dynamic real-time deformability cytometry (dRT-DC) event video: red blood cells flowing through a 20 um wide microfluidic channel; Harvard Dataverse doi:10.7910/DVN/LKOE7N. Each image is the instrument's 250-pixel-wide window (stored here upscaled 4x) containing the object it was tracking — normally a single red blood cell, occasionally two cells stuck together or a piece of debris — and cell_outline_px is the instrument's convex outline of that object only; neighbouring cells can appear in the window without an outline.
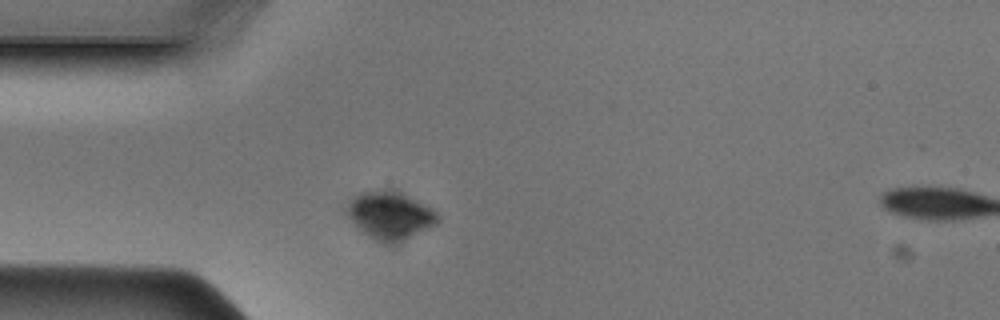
{"species": "Egyptian fruit bat (a non-hibernating species)", "species_latin": "Rousettus aegyptiacus", "temperature_condition": "cold", "stored_images_in_passage": 38, "segment_of_instrument_passage": [1, 2], "camera_frame_rate_fps": 3000, "um_per_image_px": 0.085, "animal": {"sex": "male"}, "frame": {"image": 1, "passage_image": 1, "time_ms": 0.0, "image_size_px": [1000, 320], "cell_outline_px": [[440, 216], [436, 224], [392, 244], [384, 244], [376, 240], [364, 232], [344, 212], [348, 204], [356, 196], [364, 192], [384, 188], [392, 188], [432, 208]], "centroid_in_image_um": [33.15, 18.28], "position_along_channel_um": 51.8, "area_um2": 24.8}}
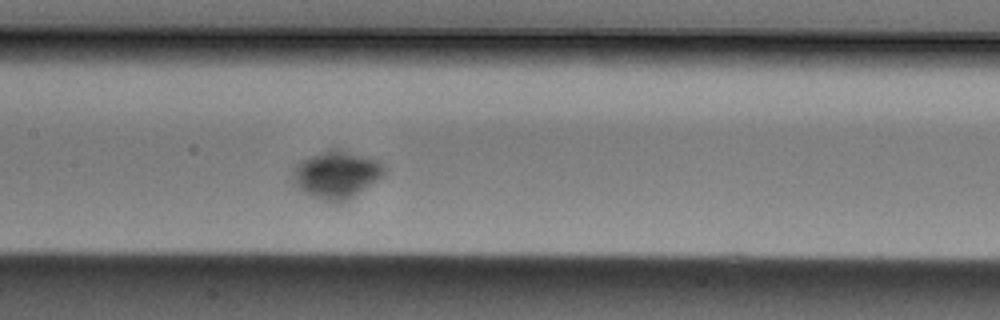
{"frame": {"image": 2, "passage_image": 11, "time_ms": 3.333, "image_size_px": [1000, 320], "cell_outline_px": [[384, 176], [348, 200], [340, 204], [336, 204], [312, 196], [304, 192], [292, 180], [292, 168], [296, 164], [328, 148], [340, 148], [376, 160], [384, 164]], "centroid_in_image_um": [28.61, 14.85], "position_along_channel_um": 178.8, "area_um2": 25.37}}
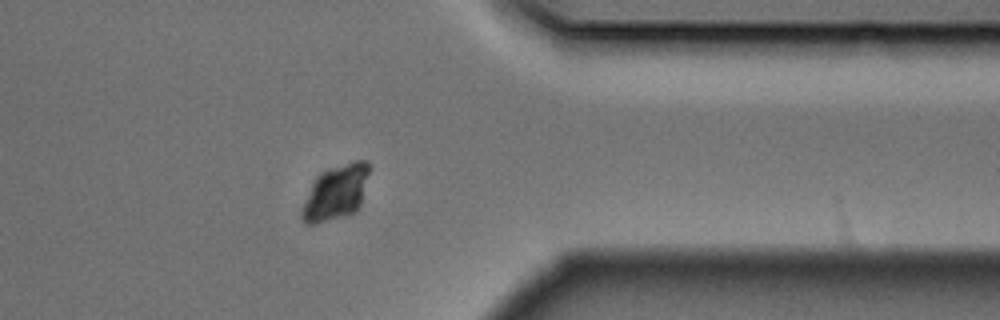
{"frame": {"image": 3, "passage_image": 27, "time_ms": 8.667, "image_size_px": [1000, 320], "cell_outline_px": [[368, 172], [360, 204], [356, 212], [316, 224], [304, 224], [300, 216], [300, 212], [312, 184], [316, 176], [320, 172], [328, 168], [356, 160], [364, 160], [368, 164]], "centroid_in_image_um": [28.5, 16.38], "position_along_channel_um": 382.9, "area_um2": 21.33}}